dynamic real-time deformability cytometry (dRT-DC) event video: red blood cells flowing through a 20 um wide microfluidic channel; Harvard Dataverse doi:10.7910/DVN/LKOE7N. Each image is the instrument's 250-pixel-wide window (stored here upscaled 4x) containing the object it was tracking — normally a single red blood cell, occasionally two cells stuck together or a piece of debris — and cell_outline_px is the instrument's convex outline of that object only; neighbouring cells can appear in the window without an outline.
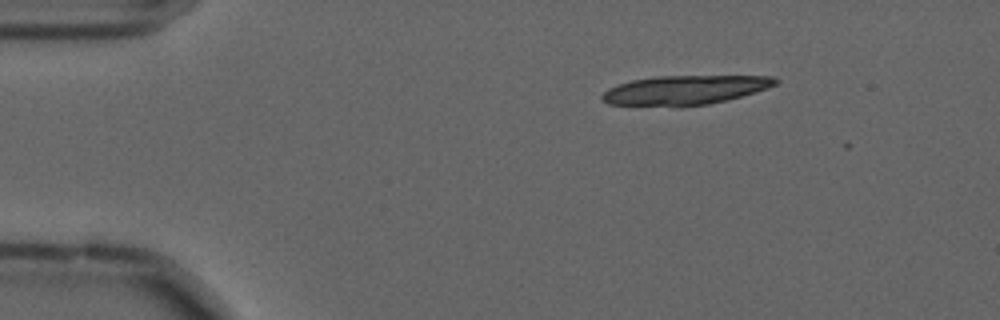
{"species": "common noctule bat (a hibernating species)", "species_latin": "Nyctalus noctula", "temperature_condition": "cold", "stored_images_in_passage": 6, "camera_frame_rate_fps": 3000, "um_per_image_px": 0.085, "animal": {"sex": "male", "forearm_length_mm": 52.5}, "frame": {"image": 1, "passage_image": 2, "time_ms": 0.333, "image_size_px": [1000, 320], "cell_outline_px": [[780, 80], [776, 84], [768, 88], [728, 100], [708, 104], [680, 108], [608, 104], [600, 96], [608, 88], [632, 80], [656, 76], [772, 76]], "centroid_in_image_um": [58.2, 7.68], "position_along_channel_um": 26.8, "area_um2": 30.0}}